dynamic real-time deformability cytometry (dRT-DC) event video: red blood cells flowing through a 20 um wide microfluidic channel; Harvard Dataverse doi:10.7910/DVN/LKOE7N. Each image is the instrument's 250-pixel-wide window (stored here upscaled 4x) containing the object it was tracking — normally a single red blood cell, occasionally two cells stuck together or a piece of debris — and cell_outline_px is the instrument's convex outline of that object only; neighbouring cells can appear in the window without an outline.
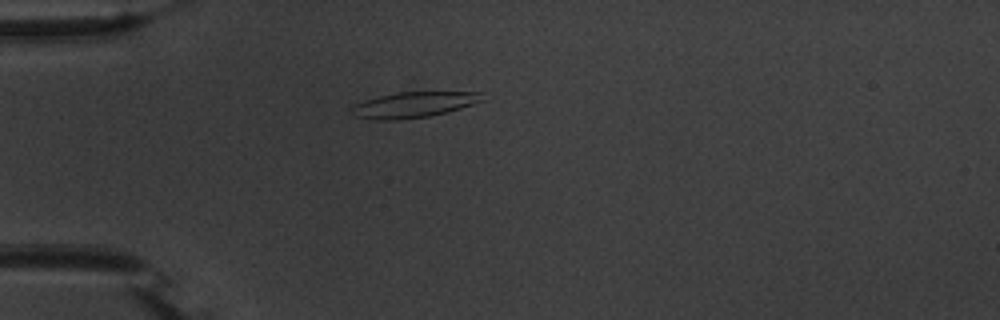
{"species": "common noctule bat (a hibernating species)", "species_latin": "Nyctalus noctula", "temperature_condition": "warm", "stored_images_in_passage": 44, "camera_frame_rate_fps": 3000, "um_per_image_px": 0.085, "animal": {"sex": "male", "body_mass_g": 20.1, "forearm_length_mm": 53.5}, "frame": {"image": 1, "passage_image": 5, "time_ms": 1.333, "image_size_px": [1000, 320], "cell_outline_px": [[488, 100], [448, 112], [428, 116], [396, 120], [376, 120], [356, 116], [352, 108], [352, 104], [364, 100], [396, 92], [484, 92]], "centroid_in_image_um": [35.26, 8.89], "position_along_channel_um": 49.7, "area_um2": 19.71}}
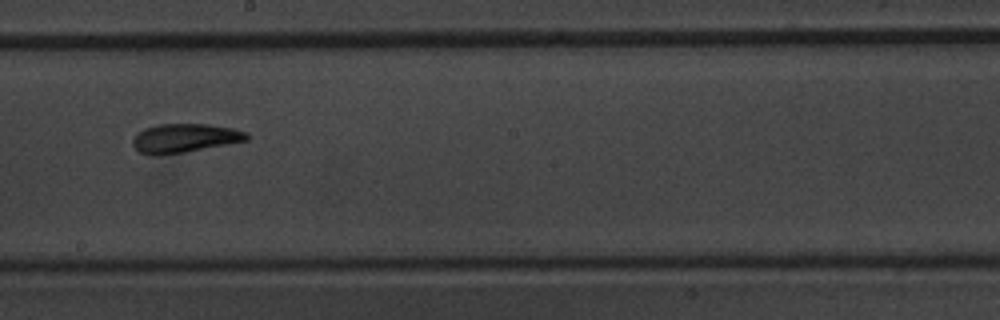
{"frame": {"image": 2, "passage_image": 21, "time_ms": 6.667, "image_size_px": [1000, 320], "cell_outline_px": [[248, 140], [228, 144], [184, 152], [152, 156], [140, 152], [132, 144], [132, 140], [136, 132], [144, 128], [156, 124], [208, 124], [232, 128], [248, 132]], "centroid_in_image_um": [15.66, 11.73], "position_along_channel_um": 232.5, "area_um2": 19.25}}
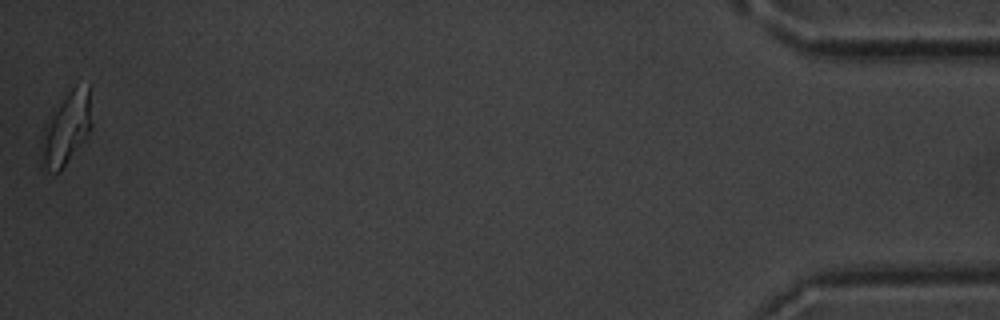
{"frame": {"image": 3, "passage_image": 44, "time_ms": 14.333, "image_size_px": [1000, 320], "cell_outline_px": [[92, 128], [84, 140], [60, 172], [56, 172], [40, 168], [40, 164], [44, 136], [68, 84], [88, 84], [92, 124]], "centroid_in_image_um": [5.7, 10.88], "position_along_channel_um": 429.5, "area_um2": 20.87}, "authors_computed_cell_mechanics": {"area_um2": 19.2185, "velocity_mm_per_s": 3.7228, "shape_relaxation_time_tau1_ms": 4.3998, "shape_relaxation_time_tau2_ms": 2.2908, "deformation_change_tau1": 0.1618, "deformation_change_tau2": 0.0964}}